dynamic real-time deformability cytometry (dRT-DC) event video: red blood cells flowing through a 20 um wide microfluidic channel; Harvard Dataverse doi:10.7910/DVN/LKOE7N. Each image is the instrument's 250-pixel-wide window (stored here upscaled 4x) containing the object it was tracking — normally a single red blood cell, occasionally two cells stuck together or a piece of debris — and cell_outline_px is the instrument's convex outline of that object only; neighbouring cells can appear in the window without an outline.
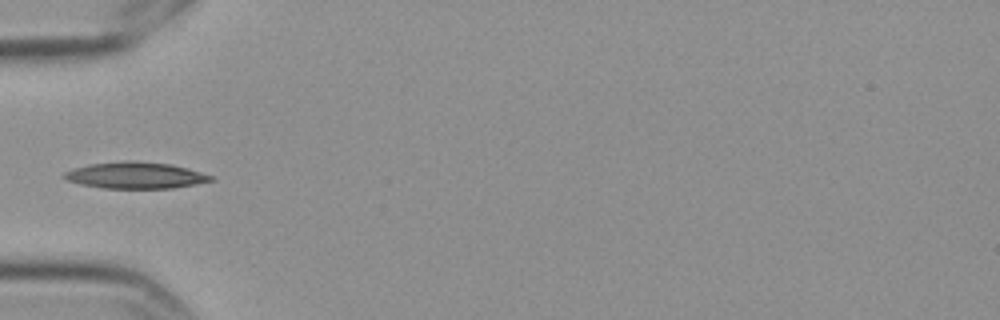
{"species": "Egyptian fruit bat (a non-hibernating species)", "species_latin": "Rousettus aegyptiacus", "temperature_condition": "cold", "stored_images_in_passage": 9, "camera_frame_rate_fps": 3000, "um_per_image_px": 0.085, "frame": {"image": 1, "passage_image": 3, "time_ms": 0.667, "image_size_px": [1000, 320], "cell_outline_px": [[216, 180], [196, 184], [172, 188], [104, 188], [80, 184], [68, 180], [64, 176], [64, 172], [72, 168], [88, 164], [124, 160], [132, 160], [172, 164], [188, 168], [212, 176]], "centroid_in_image_um": [11.52, 14.89], "position_along_channel_um": 73.5, "area_um2": 22.72}}
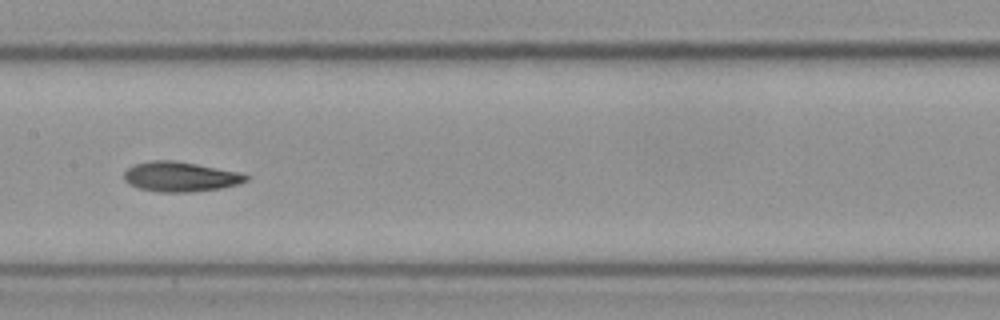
{"frame": {"image": 2, "passage_image": 6, "time_ms": 1.667, "image_size_px": [1000, 320], "cell_outline_px": [[248, 180], [236, 184], [220, 188], [188, 192], [160, 192], [136, 188], [128, 184], [124, 180], [124, 172], [132, 164], [152, 160], [176, 160], [240, 172], [248, 176]], "centroid_in_image_um": [15.27, 15.01], "position_along_channel_um": 192.1, "area_um2": 21.33}}
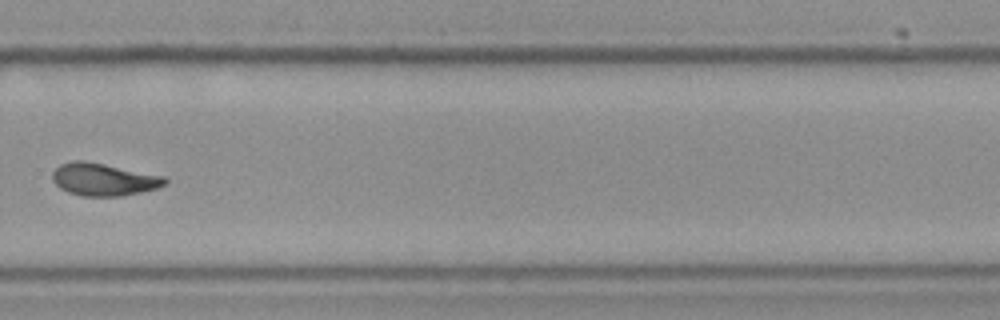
{"frame": {"image": 3, "passage_image": 9, "time_ms": 2.667, "image_size_px": [1000, 320], "cell_outline_px": [[168, 184], [156, 188], [140, 192], [120, 196], [80, 196], [68, 192], [60, 188], [52, 180], [52, 172], [60, 164], [72, 160], [84, 160], [164, 176], [168, 180]], "centroid_in_image_um": [8.79, 15.25], "position_along_channel_um": 321.0, "area_um2": 21.33}}